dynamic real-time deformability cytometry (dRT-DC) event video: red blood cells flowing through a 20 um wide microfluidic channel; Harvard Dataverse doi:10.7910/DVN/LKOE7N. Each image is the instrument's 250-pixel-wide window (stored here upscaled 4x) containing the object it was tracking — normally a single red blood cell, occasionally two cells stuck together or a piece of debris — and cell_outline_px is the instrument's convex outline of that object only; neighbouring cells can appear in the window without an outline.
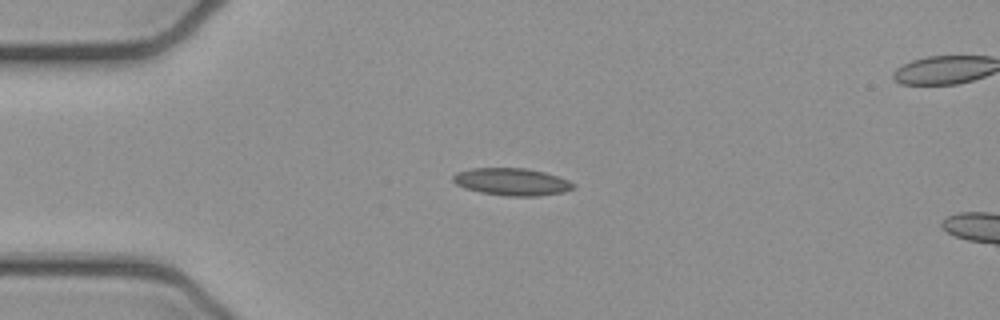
{"species": "common noctule bat (a hibernating species)", "species_latin": "Nyctalus noctula", "temperature_condition": "cold", "stored_images_in_passage": 5, "camera_frame_rate_fps": 3000, "um_per_image_px": 0.085, "animal": {"sex": "female", "body_mass_g": 21.9}, "frame": {"image": 1, "passage_image": 4, "time_ms": 1.0, "image_size_px": [1000, 320], "cell_outline_px": [[576, 184], [572, 188], [564, 192], [536, 196], [504, 196], [480, 192], [464, 188], [456, 184], [452, 180], [452, 176], [456, 172], [472, 168], [528, 168], [544, 172], [568, 180]], "centroid_in_image_um": [43.47, 15.45], "position_along_channel_um": 41.5, "area_um2": 19.19}}